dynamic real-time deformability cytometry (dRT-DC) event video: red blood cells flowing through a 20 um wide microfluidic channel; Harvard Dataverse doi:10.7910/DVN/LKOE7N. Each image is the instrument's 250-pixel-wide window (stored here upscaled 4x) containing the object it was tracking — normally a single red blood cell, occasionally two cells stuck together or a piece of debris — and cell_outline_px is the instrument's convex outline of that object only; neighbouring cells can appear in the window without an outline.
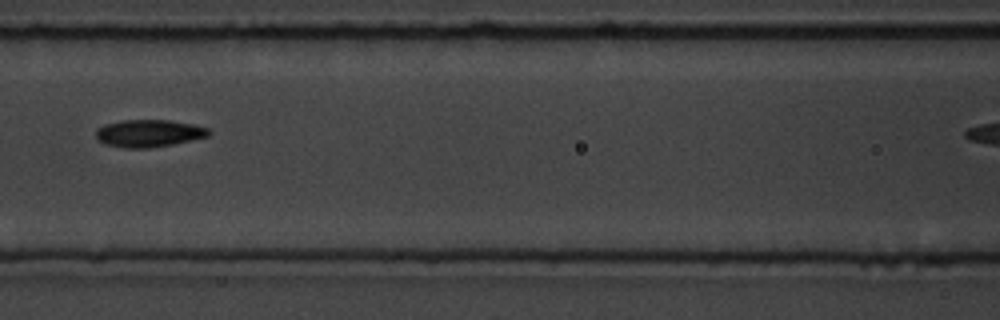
{"species": "common noctule bat (a hibernating species)", "species_latin": "Nyctalus noctula", "temperature_condition": "room temperature", "stored_images_in_passage": 9, "camera_frame_rate_fps": 3000, "um_per_image_px": 0.085, "animal": {"sex": "male", "body_mass_g": 19.5, "forearm_length_mm": 54.6}, "frame": {"image": 1, "passage_image": 6, "time_ms": 5.667, "image_size_px": [1000, 320], "cell_outline_px": [[212, 132], [208, 136], [172, 144], [148, 148], [124, 148], [104, 144], [96, 136], [96, 128], [104, 124], [120, 120], [168, 120], [192, 124], [208, 128]], "centroid_in_image_um": [12.62, 11.32], "position_along_channel_um": 154.0, "area_um2": 17.98}}
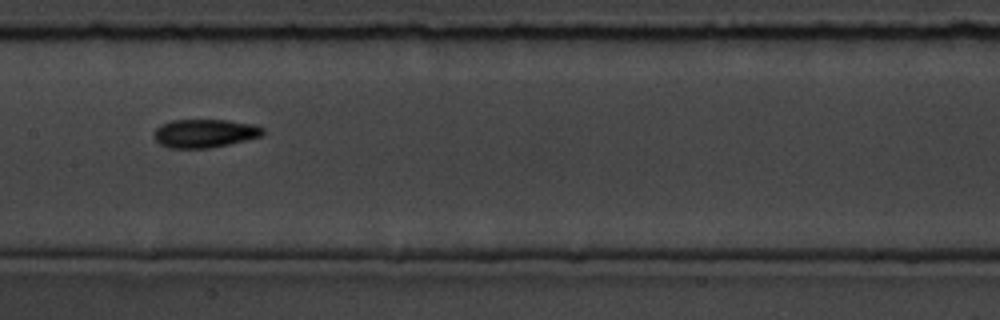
{"frame": {"image": 2, "passage_image": 7, "time_ms": 6.667, "image_size_px": [1000, 320], "cell_outline_px": [[264, 132], [260, 136], [228, 144], [208, 148], [168, 148], [160, 144], [152, 136], [156, 128], [160, 124], [172, 120], [228, 120], [252, 124], [264, 128]], "centroid_in_image_um": [17.34, 11.33], "position_along_channel_um": 190.1, "area_um2": 17.98}}